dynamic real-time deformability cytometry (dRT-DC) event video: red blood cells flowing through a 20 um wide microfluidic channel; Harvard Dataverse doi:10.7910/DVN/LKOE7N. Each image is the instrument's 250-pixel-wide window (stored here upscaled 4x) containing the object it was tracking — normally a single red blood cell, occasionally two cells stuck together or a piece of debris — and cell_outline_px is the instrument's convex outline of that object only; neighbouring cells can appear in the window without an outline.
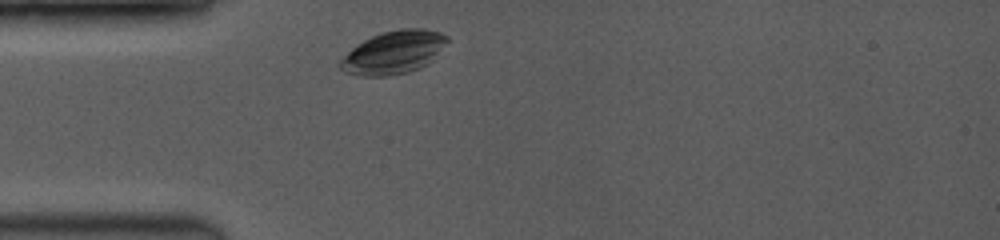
{"species": "common noctule bat (a hibernating species)", "species_latin": "Nyctalus noctula", "temperature_condition": "room temperature", "stored_images_in_passage": 11, "camera_frame_rate_fps": 3500, "um_per_image_px": 0.085, "animal": {"sex": "female", "body_mass_g": 19.0, "forearm_length_mm": 53.3}, "frame": {"image": 1, "passage_image": 1, "time_ms": 0.0, "image_size_px": [1000, 240], "cell_outline_px": [[448, 40], [424, 64], [408, 72], [384, 76], [360, 76], [344, 72], [340, 68], [340, 60], [356, 44], [372, 36], [384, 32], [400, 28], [424, 28], [440, 32], [448, 36]], "centroid_in_image_um": [33.39, 4.44], "position_along_channel_um": 51.6, "area_um2": 26.13}}
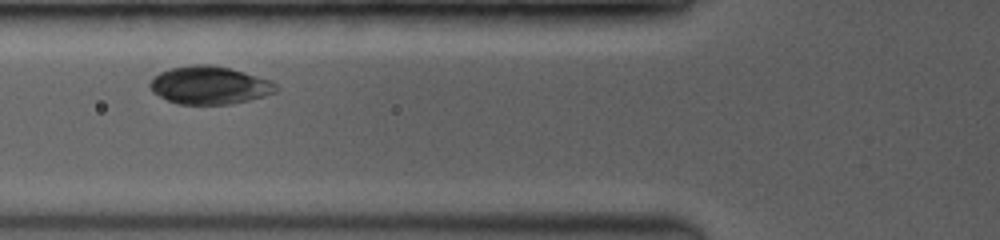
{"frame": {"image": 2, "passage_image": 4, "time_ms": 1.714, "image_size_px": [1000, 240], "cell_outline_px": [[276, 92], [264, 96], [232, 104], [176, 104], [152, 92], [148, 84], [160, 72], [172, 68], [192, 64], [212, 64], [244, 72], [272, 80], [276, 84]], "centroid_in_image_um": [17.81, 7.24], "position_along_channel_um": 108.0, "area_um2": 27.8}}
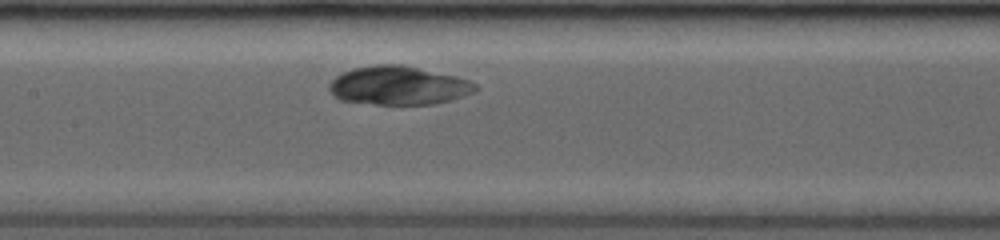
{"frame": {"image": 3, "passage_image": 7, "time_ms": 3.429, "image_size_px": [1000, 240], "cell_outline_px": [[480, 88], [464, 96], [452, 100], [432, 104], [376, 104], [340, 100], [332, 96], [328, 88], [328, 84], [336, 76], [352, 68], [376, 64], [404, 64], [456, 76], [468, 80], [476, 84]], "centroid_in_image_um": [33.86, 7.26], "position_along_channel_um": 173.5, "area_um2": 33.18}}